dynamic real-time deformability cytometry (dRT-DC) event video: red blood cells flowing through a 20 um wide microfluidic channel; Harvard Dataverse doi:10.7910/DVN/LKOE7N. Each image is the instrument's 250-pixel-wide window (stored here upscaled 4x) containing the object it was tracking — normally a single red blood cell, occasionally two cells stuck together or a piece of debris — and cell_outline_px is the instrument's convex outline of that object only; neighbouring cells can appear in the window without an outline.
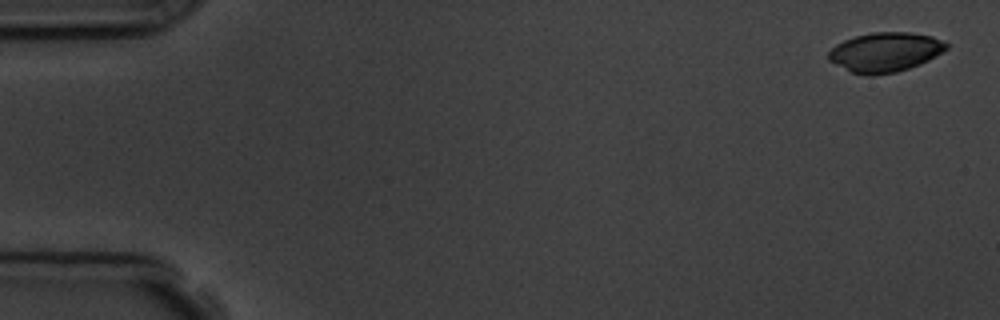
{"species": "common noctule bat (a hibernating species)", "species_latin": "Nyctalus noctula", "temperature_condition": "room temperature", "stored_images_in_passage": 5, "camera_frame_rate_fps": 3000, "um_per_image_px": 0.085, "animal": {"sex": "male", "body_mass_g": 19.5, "forearm_length_mm": 54.6}, "frame": {"image": 1, "passage_image": 1, "time_ms": 0.0, "image_size_px": [1000, 320], "cell_outline_px": [[948, 48], [936, 56], [920, 64], [896, 72], [872, 76], [868, 76], [852, 72], [828, 60], [828, 52], [836, 44], [844, 40], [856, 36], [872, 32], [908, 32], [932, 36], [948, 44]], "centroid_in_image_um": [75.23, 4.43], "position_along_channel_um": 9.8, "area_um2": 26.99}}
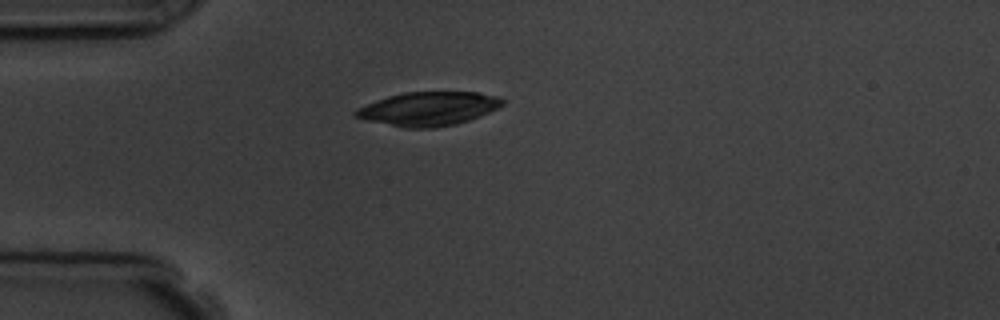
{"frame": {"image": 2, "passage_image": 4, "time_ms": 4.333, "image_size_px": [1000, 320], "cell_outline_px": [[504, 104], [488, 112], [468, 120], [456, 124], [432, 128], [404, 128], [368, 120], [352, 116], [352, 112], [356, 108], [376, 100], [388, 96], [404, 92], [476, 92], [500, 96], [504, 100]], "centroid_in_image_um": [36.39, 9.24], "position_along_channel_um": 48.6, "area_um2": 28.9}}